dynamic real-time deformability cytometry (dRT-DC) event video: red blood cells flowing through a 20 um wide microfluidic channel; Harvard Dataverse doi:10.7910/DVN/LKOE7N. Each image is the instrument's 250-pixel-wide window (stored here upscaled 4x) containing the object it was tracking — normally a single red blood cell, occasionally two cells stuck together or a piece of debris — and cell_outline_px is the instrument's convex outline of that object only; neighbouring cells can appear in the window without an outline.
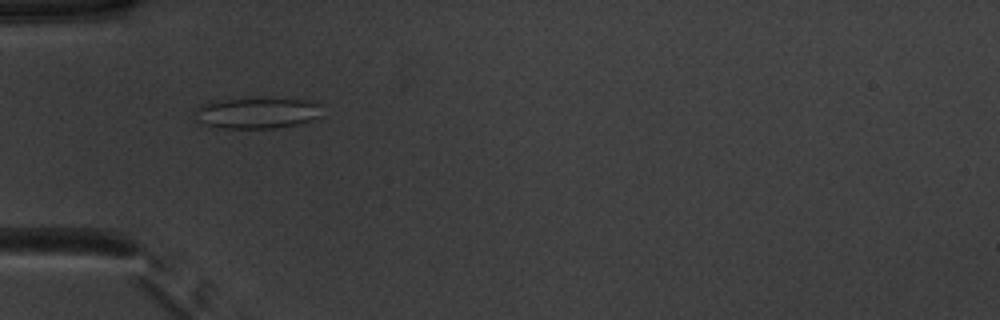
{"species": "common noctule bat (a hibernating species)", "species_latin": "Nyctalus noctula", "temperature_condition": "warm", "stored_images_in_passage": 52, "camera_frame_rate_fps": 3000, "um_per_image_px": 0.085, "animal": {"sex": "male", "body_mass_g": 20.1, "forearm_length_mm": 53.5}, "frame": {"image": 1, "passage_image": 17, "time_ms": 5.333, "image_size_px": [1000, 320], "cell_outline_px": [[320, 116], [312, 120], [296, 124], [272, 128], [220, 128], [204, 124], [196, 120], [196, 108], [208, 100], [248, 96], [264, 96], [308, 100], [316, 104]], "centroid_in_image_um": [21.75, 9.54], "position_along_channel_um": 63.2, "area_um2": 23.81}}
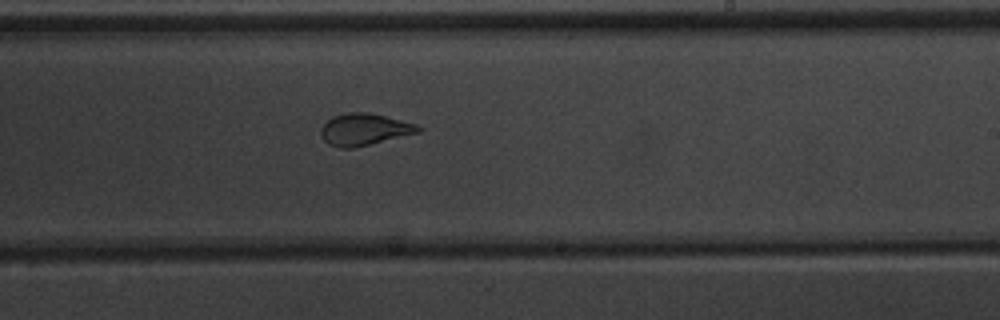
{"frame": {"image": 2, "passage_image": 32, "time_ms": 10.333, "image_size_px": [1000, 320], "cell_outline_px": [[424, 128], [420, 132], [352, 148], [340, 148], [328, 144], [320, 136], [320, 128], [332, 116], [344, 112], [368, 112], [416, 124]], "centroid_in_image_um": [30.93, 10.99], "position_along_channel_um": 258.1, "area_um2": 18.03}}
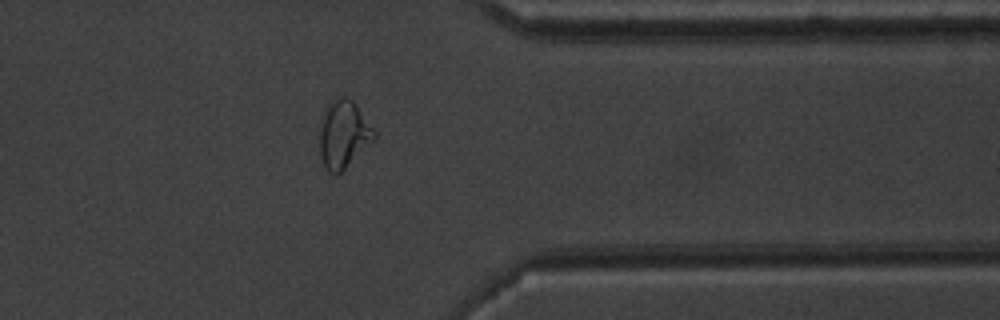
{"frame": {"image": 3, "passage_image": 42, "time_ms": 13.667, "image_size_px": [1000, 320], "cell_outline_px": [[376, 136], [336, 176], [328, 172], [320, 156], [320, 128], [324, 112], [328, 100], [344, 96], [352, 100], [376, 132]], "centroid_in_image_um": [29.16, 11.39], "position_along_channel_um": 382.2, "area_um2": 20.98}, "authors_computed_cell_mechanics": {"area_um2": 22.1952, "velocity_mm_per_s": 3.9447, "shape_relaxation_time_tau1_ms": 7.8818, "shape_relaxation_time_tau2_ms": 0.7801, "deformation_change_tau1": 0.2104, "deformation_change_tau2": 0.0626}}